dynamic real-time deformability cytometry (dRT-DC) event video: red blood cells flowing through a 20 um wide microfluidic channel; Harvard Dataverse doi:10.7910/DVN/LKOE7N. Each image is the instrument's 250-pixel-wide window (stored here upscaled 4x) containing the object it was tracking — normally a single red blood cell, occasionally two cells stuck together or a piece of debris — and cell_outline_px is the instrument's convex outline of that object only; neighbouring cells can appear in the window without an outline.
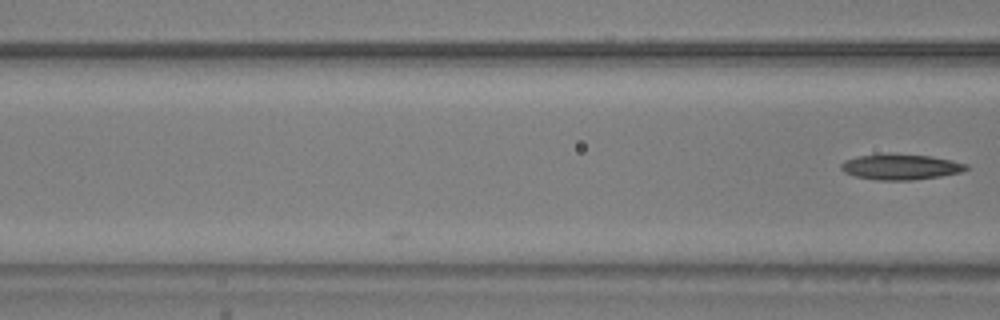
{"species": "common noctule bat (a hibernating species)", "species_latin": "Nyctalus noctula", "temperature_condition": "warm", "stored_images_in_passage": 6, "camera_frame_rate_fps": 3000, "um_per_image_px": 0.085, "animal": {"sex": "male", "body_mass_g": 20.5, "forearm_length_mm": 52.5}, "frame": {"image": 1, "passage_image": 6, "time_ms": 1.667, "image_size_px": [1000, 320], "cell_outline_px": [[968, 168], [960, 172], [940, 176], [912, 180], [876, 180], [856, 176], [844, 172], [840, 168], [840, 164], [844, 160], [860, 156], [888, 152], [932, 156], [952, 160], [968, 164]], "centroid_in_image_um": [76.54, 14.16], "position_along_channel_um": 90.1, "area_um2": 18.9}}